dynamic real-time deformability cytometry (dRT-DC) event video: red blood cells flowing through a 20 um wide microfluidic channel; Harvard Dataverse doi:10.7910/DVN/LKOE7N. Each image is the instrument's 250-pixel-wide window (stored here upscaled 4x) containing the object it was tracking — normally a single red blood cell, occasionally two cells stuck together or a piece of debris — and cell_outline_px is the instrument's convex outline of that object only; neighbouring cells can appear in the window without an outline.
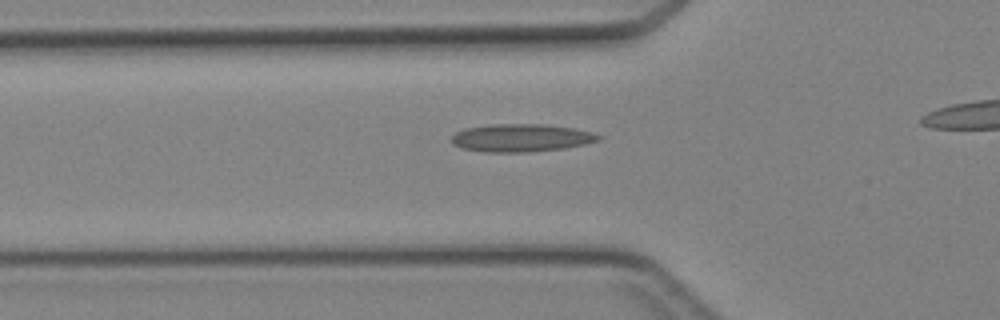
{"species": "Egyptian fruit bat (a non-hibernating species)", "species_latin": "Rousettus aegyptiacus", "temperature_condition": "cold", "stored_images_in_passage": 24, "camera_frame_rate_fps": 3000, "um_per_image_px": 0.085, "animal": {"sex": "female"}, "frame": {"image": 1, "passage_image": 2, "time_ms": 0.333, "image_size_px": [1000, 320], "cell_outline_px": [[604, 136], [600, 140], [584, 144], [564, 148], [528, 152], [488, 152], [464, 148], [452, 144], [452, 136], [456, 132], [464, 128], [492, 124], [544, 124], [576, 128], [592, 132]], "centroid_in_image_um": [44.34, 11.71], "position_along_channel_um": 81.5, "area_um2": 23.87}}
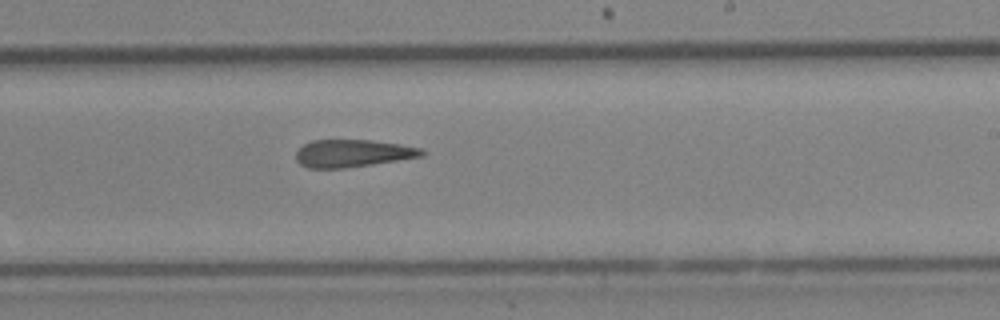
{"frame": {"image": 2, "passage_image": 14, "time_ms": 4.333, "image_size_px": [1000, 320], "cell_outline_px": [[428, 152], [424, 156], [372, 164], [344, 168], [308, 168], [300, 164], [296, 160], [296, 152], [304, 144], [312, 140], [372, 140], [400, 144], [424, 148]], "centroid_in_image_um": [30.03, 13.03], "position_along_channel_um": 259.0, "area_um2": 20.29}}
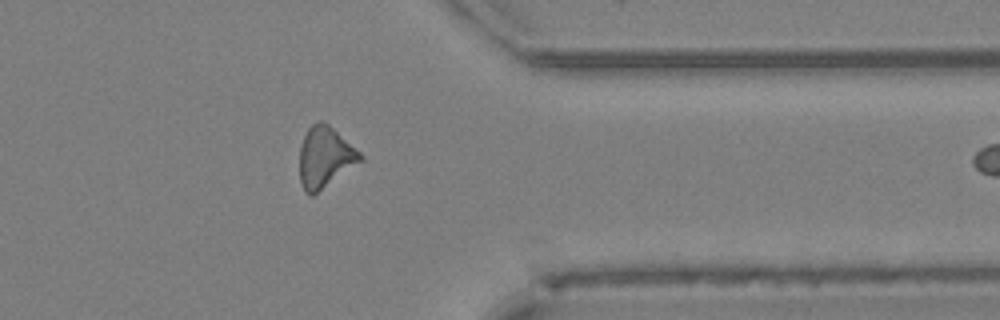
{"frame": {"image": 3, "passage_image": 23, "time_ms": 7.333, "image_size_px": [1000, 320], "cell_outline_px": [[364, 160], [312, 196], [308, 196], [304, 192], [300, 184], [300, 148], [304, 136], [308, 128], [312, 124], [320, 120], [324, 120], [360, 152], [364, 156]], "centroid_in_image_um": [27.62, 13.38], "position_along_channel_um": 383.8, "area_um2": 21.68}}